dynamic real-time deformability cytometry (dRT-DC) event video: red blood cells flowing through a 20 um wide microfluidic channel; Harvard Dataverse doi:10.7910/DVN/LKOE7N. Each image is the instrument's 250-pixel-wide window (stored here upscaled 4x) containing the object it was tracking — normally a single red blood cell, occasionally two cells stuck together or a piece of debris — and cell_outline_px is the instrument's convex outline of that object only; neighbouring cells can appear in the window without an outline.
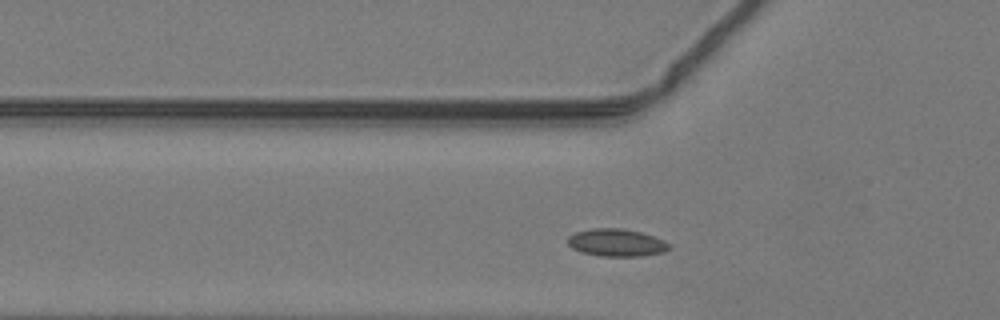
{"species": "common noctule bat (a hibernating species)", "species_latin": "Nyctalus noctula", "temperature_condition": "warm", "stored_images_in_passage": 40, "camera_frame_rate_fps": 3000, "um_per_image_px": 0.085, "animal": {"sex": "male", "body_mass_g": 19.2, "forearm_length_mm": 51.8}, "frame": {"image": 1, "passage_image": 7, "time_ms": 2.0, "image_size_px": [1000, 320], "cell_outline_px": [[672, 248], [664, 252], [640, 256], [600, 256], [580, 252], [572, 248], [568, 244], [568, 236], [576, 232], [592, 228], [620, 228], [640, 232], [664, 240], [672, 244]], "centroid_in_image_um": [52.42, 20.63], "position_along_channel_um": 73.4, "area_um2": 16.36}}
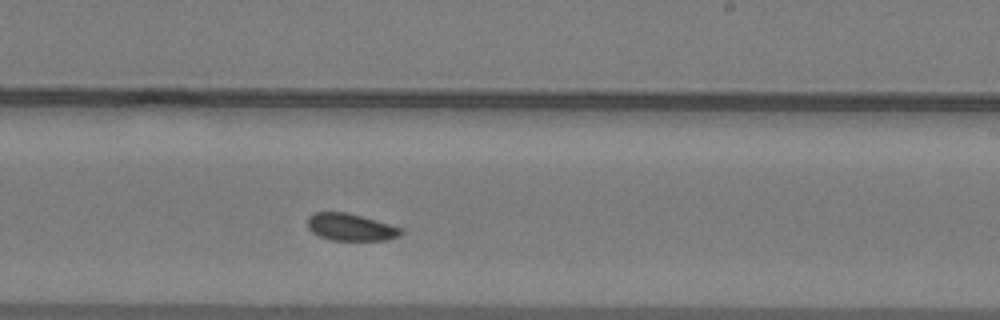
{"frame": {"image": 2, "passage_image": 20, "time_ms": 6.333, "image_size_px": [1000, 320], "cell_outline_px": [[400, 236], [388, 240], [332, 240], [320, 236], [312, 232], [308, 228], [308, 216], [316, 212], [348, 212], [376, 220], [400, 228]], "centroid_in_image_um": [29.77, 19.3], "position_along_channel_um": 259.2, "area_um2": 14.62}}
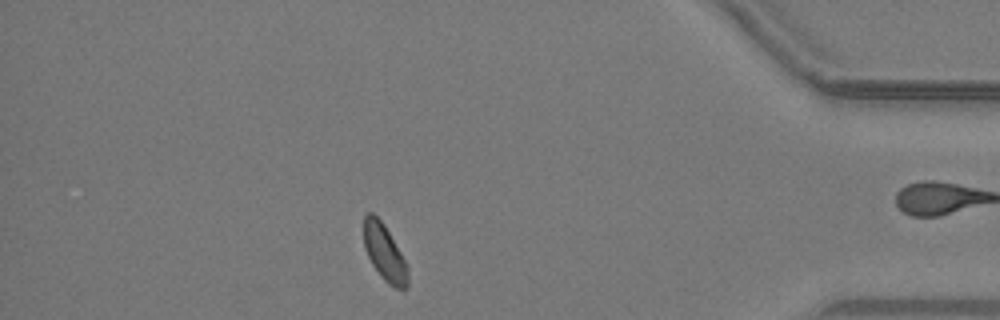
{"frame": {"image": 3, "passage_image": 33, "time_ms": 10.667, "image_size_px": [1000, 320], "cell_outline_px": [[408, 288], [396, 288], [388, 284], [380, 276], [372, 264], [364, 248], [364, 216], [368, 212], [372, 212], [384, 224], [400, 252], [408, 268]], "centroid_in_image_um": [32.67, 21.49], "position_along_channel_um": 402.5, "area_um2": 14.33}}